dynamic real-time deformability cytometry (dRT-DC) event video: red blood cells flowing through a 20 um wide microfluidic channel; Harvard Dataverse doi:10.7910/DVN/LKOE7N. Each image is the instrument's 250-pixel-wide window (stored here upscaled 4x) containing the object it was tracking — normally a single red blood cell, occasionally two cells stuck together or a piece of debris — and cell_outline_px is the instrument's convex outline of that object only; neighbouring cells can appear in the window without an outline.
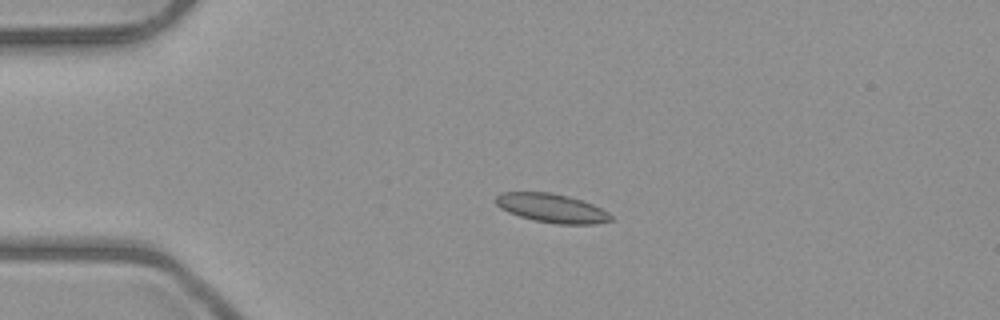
{"species": "common noctule bat (a hibernating species)", "species_latin": "Nyctalus noctula", "temperature_condition": "room temperature", "stored_images_in_passage": 3, "camera_frame_rate_fps": 3000, "um_per_image_px": 0.085, "animal": {"sex": "male", "body_mass_g": 23.1, "forearm_length_mm": 52.7}, "frame": {"image": 1, "passage_image": 2, "time_ms": 2.0, "image_size_px": [1000, 320], "cell_outline_px": [[612, 220], [596, 224], [556, 224], [536, 220], [520, 216], [508, 212], [500, 208], [496, 204], [496, 196], [500, 192], [548, 192], [568, 196], [592, 204], [608, 212], [612, 216]], "centroid_in_image_um": [46.89, 17.69], "position_along_channel_um": 38.1, "area_um2": 19.19}}